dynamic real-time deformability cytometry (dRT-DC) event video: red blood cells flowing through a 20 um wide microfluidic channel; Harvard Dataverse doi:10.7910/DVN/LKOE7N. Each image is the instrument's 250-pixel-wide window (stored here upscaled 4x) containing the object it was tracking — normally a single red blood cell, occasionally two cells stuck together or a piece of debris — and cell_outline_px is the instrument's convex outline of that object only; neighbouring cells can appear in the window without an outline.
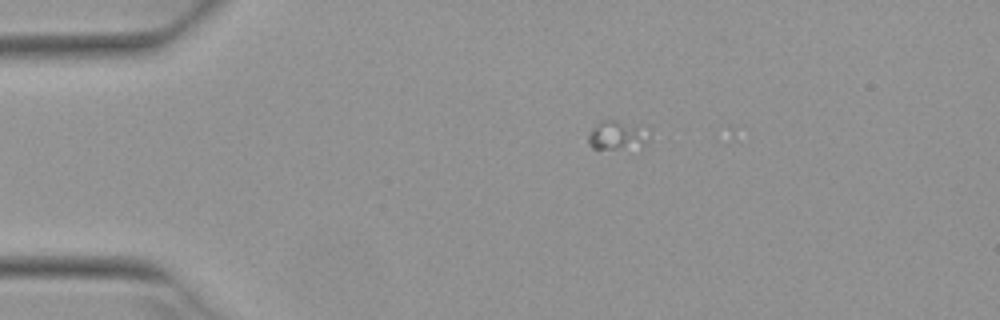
{"species": "Egyptian fruit bat (a non-hibernating species)", "species_latin": "Rousettus aegyptiacus", "temperature_condition": "warm", "stored_images_in_passage": 4, "camera_frame_rate_fps": 3000, "um_per_image_px": 0.085, "animal": {"sex": "female"}, "frame": {"image": 1, "passage_image": 1, "time_ms": 0.0, "image_size_px": [1000, 320], "cell_outline_px": [[652, 128], [648, 140], [640, 152], [592, 148], [588, 140], [588, 136], [604, 120], [616, 120], [636, 124]], "centroid_in_image_um": [52.67, 11.58], "position_along_channel_um": 32.3, "area_um2": 11.1}}
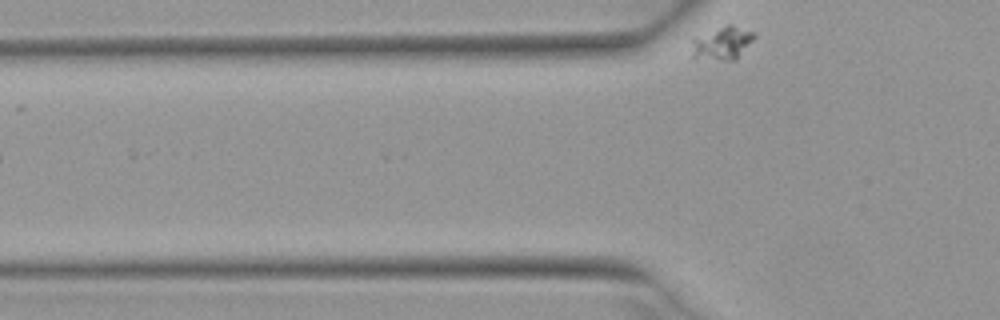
{"frame": {"image": 2, "passage_image": 4, "time_ms": 1.0, "image_size_px": [1000, 320], "cell_outline_px": [[756, 36], [736, 60], [692, 60], [692, 36], [728, 24], [732, 24], [756, 32]], "centroid_in_image_um": [61.34, 3.67], "position_along_channel_um": 64.5, "area_um2": 12.66}}